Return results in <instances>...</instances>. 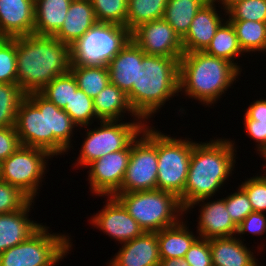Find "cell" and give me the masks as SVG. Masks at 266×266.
<instances>
[{"label": "cell", "instance_id": "obj_1", "mask_svg": "<svg viewBox=\"0 0 266 266\" xmlns=\"http://www.w3.org/2000/svg\"><path fill=\"white\" fill-rule=\"evenodd\" d=\"M76 127L63 109L40 92L26 94L19 105L15 123L21 145L45 150L51 156L68 152Z\"/></svg>", "mask_w": 266, "mask_h": 266}, {"label": "cell", "instance_id": "obj_2", "mask_svg": "<svg viewBox=\"0 0 266 266\" xmlns=\"http://www.w3.org/2000/svg\"><path fill=\"white\" fill-rule=\"evenodd\" d=\"M14 39L18 85L26 94L39 92L55 77L70 71V45L54 36L31 34Z\"/></svg>", "mask_w": 266, "mask_h": 266}, {"label": "cell", "instance_id": "obj_3", "mask_svg": "<svg viewBox=\"0 0 266 266\" xmlns=\"http://www.w3.org/2000/svg\"><path fill=\"white\" fill-rule=\"evenodd\" d=\"M232 140L216 139L195 143L184 187L182 207L186 210L193 202L213 197L224 185L235 168L236 147Z\"/></svg>", "mask_w": 266, "mask_h": 266}, {"label": "cell", "instance_id": "obj_4", "mask_svg": "<svg viewBox=\"0 0 266 266\" xmlns=\"http://www.w3.org/2000/svg\"><path fill=\"white\" fill-rule=\"evenodd\" d=\"M241 72L229 61L204 51L184 53L179 60V91L212 105L237 81Z\"/></svg>", "mask_w": 266, "mask_h": 266}, {"label": "cell", "instance_id": "obj_5", "mask_svg": "<svg viewBox=\"0 0 266 266\" xmlns=\"http://www.w3.org/2000/svg\"><path fill=\"white\" fill-rule=\"evenodd\" d=\"M179 60L147 54L142 58L137 84L126 95L134 113L145 123L172 96H178Z\"/></svg>", "mask_w": 266, "mask_h": 266}, {"label": "cell", "instance_id": "obj_6", "mask_svg": "<svg viewBox=\"0 0 266 266\" xmlns=\"http://www.w3.org/2000/svg\"><path fill=\"white\" fill-rule=\"evenodd\" d=\"M113 197L124 206L144 232H159L174 226L181 221L180 216L186 214L180 199L164 190L116 193Z\"/></svg>", "mask_w": 266, "mask_h": 266}, {"label": "cell", "instance_id": "obj_7", "mask_svg": "<svg viewBox=\"0 0 266 266\" xmlns=\"http://www.w3.org/2000/svg\"><path fill=\"white\" fill-rule=\"evenodd\" d=\"M130 40L127 27L97 22L71 45V65L107 67Z\"/></svg>", "mask_w": 266, "mask_h": 266}, {"label": "cell", "instance_id": "obj_8", "mask_svg": "<svg viewBox=\"0 0 266 266\" xmlns=\"http://www.w3.org/2000/svg\"><path fill=\"white\" fill-rule=\"evenodd\" d=\"M48 228L42 225L27 240L0 253V266L58 265L68 255L72 243L66 234H51Z\"/></svg>", "mask_w": 266, "mask_h": 266}, {"label": "cell", "instance_id": "obj_9", "mask_svg": "<svg viewBox=\"0 0 266 266\" xmlns=\"http://www.w3.org/2000/svg\"><path fill=\"white\" fill-rule=\"evenodd\" d=\"M193 141L177 139L157 130V189L184 200Z\"/></svg>", "mask_w": 266, "mask_h": 266}, {"label": "cell", "instance_id": "obj_10", "mask_svg": "<svg viewBox=\"0 0 266 266\" xmlns=\"http://www.w3.org/2000/svg\"><path fill=\"white\" fill-rule=\"evenodd\" d=\"M153 128L145 125L142 132L131 142L129 163L117 193L157 189V131Z\"/></svg>", "mask_w": 266, "mask_h": 266}, {"label": "cell", "instance_id": "obj_11", "mask_svg": "<svg viewBox=\"0 0 266 266\" xmlns=\"http://www.w3.org/2000/svg\"><path fill=\"white\" fill-rule=\"evenodd\" d=\"M134 119V122L128 123L118 120H103L100 121L99 128H93L90 131L87 129V135H85L87 137L81 146L75 166L80 164V167L86 168L88 164L110 152L125 149L146 125L141 118Z\"/></svg>", "mask_w": 266, "mask_h": 266}, {"label": "cell", "instance_id": "obj_12", "mask_svg": "<svg viewBox=\"0 0 266 266\" xmlns=\"http://www.w3.org/2000/svg\"><path fill=\"white\" fill-rule=\"evenodd\" d=\"M51 157L45 150L20 145L0 163V180L18 187L31 200H35L39 185H42L40 182L46 174L47 161Z\"/></svg>", "mask_w": 266, "mask_h": 266}, {"label": "cell", "instance_id": "obj_13", "mask_svg": "<svg viewBox=\"0 0 266 266\" xmlns=\"http://www.w3.org/2000/svg\"><path fill=\"white\" fill-rule=\"evenodd\" d=\"M130 153L131 143L125 149L110 152L86 166L87 169L90 167L88 181L93 194L111 197L120 190Z\"/></svg>", "mask_w": 266, "mask_h": 266}, {"label": "cell", "instance_id": "obj_14", "mask_svg": "<svg viewBox=\"0 0 266 266\" xmlns=\"http://www.w3.org/2000/svg\"><path fill=\"white\" fill-rule=\"evenodd\" d=\"M131 39L147 55L180 59L184 54L182 39L163 18L139 25Z\"/></svg>", "mask_w": 266, "mask_h": 266}, {"label": "cell", "instance_id": "obj_15", "mask_svg": "<svg viewBox=\"0 0 266 266\" xmlns=\"http://www.w3.org/2000/svg\"><path fill=\"white\" fill-rule=\"evenodd\" d=\"M103 209L91 217V224L120 242H129L144 231L124 206L113 196L108 197Z\"/></svg>", "mask_w": 266, "mask_h": 266}, {"label": "cell", "instance_id": "obj_16", "mask_svg": "<svg viewBox=\"0 0 266 266\" xmlns=\"http://www.w3.org/2000/svg\"><path fill=\"white\" fill-rule=\"evenodd\" d=\"M206 198L193 202L185 213L194 208L196 204H200V215L198 220L197 233L198 237L204 239L221 238L236 236L238 226L231 219L226 209L225 198L217 201L204 202Z\"/></svg>", "mask_w": 266, "mask_h": 266}, {"label": "cell", "instance_id": "obj_17", "mask_svg": "<svg viewBox=\"0 0 266 266\" xmlns=\"http://www.w3.org/2000/svg\"><path fill=\"white\" fill-rule=\"evenodd\" d=\"M35 0H0V38L33 34Z\"/></svg>", "mask_w": 266, "mask_h": 266}, {"label": "cell", "instance_id": "obj_18", "mask_svg": "<svg viewBox=\"0 0 266 266\" xmlns=\"http://www.w3.org/2000/svg\"><path fill=\"white\" fill-rule=\"evenodd\" d=\"M122 245L108 266H160L157 232H143Z\"/></svg>", "mask_w": 266, "mask_h": 266}, {"label": "cell", "instance_id": "obj_19", "mask_svg": "<svg viewBox=\"0 0 266 266\" xmlns=\"http://www.w3.org/2000/svg\"><path fill=\"white\" fill-rule=\"evenodd\" d=\"M145 55L131 39L107 66L110 83L127 94L132 89V85L137 84L140 70H143L142 58Z\"/></svg>", "mask_w": 266, "mask_h": 266}, {"label": "cell", "instance_id": "obj_20", "mask_svg": "<svg viewBox=\"0 0 266 266\" xmlns=\"http://www.w3.org/2000/svg\"><path fill=\"white\" fill-rule=\"evenodd\" d=\"M215 7L216 4H204L197 12L188 32L182 38L184 53L204 51L212 41L224 20Z\"/></svg>", "mask_w": 266, "mask_h": 266}, {"label": "cell", "instance_id": "obj_21", "mask_svg": "<svg viewBox=\"0 0 266 266\" xmlns=\"http://www.w3.org/2000/svg\"><path fill=\"white\" fill-rule=\"evenodd\" d=\"M34 200H30L21 210L0 214V253L27 240L42 224L29 218Z\"/></svg>", "mask_w": 266, "mask_h": 266}, {"label": "cell", "instance_id": "obj_22", "mask_svg": "<svg viewBox=\"0 0 266 266\" xmlns=\"http://www.w3.org/2000/svg\"><path fill=\"white\" fill-rule=\"evenodd\" d=\"M96 23L90 0H72L64 23L54 37L71 46Z\"/></svg>", "mask_w": 266, "mask_h": 266}, {"label": "cell", "instance_id": "obj_23", "mask_svg": "<svg viewBox=\"0 0 266 266\" xmlns=\"http://www.w3.org/2000/svg\"><path fill=\"white\" fill-rule=\"evenodd\" d=\"M221 237L209 239L213 266H254L257 259L240 238Z\"/></svg>", "mask_w": 266, "mask_h": 266}, {"label": "cell", "instance_id": "obj_24", "mask_svg": "<svg viewBox=\"0 0 266 266\" xmlns=\"http://www.w3.org/2000/svg\"><path fill=\"white\" fill-rule=\"evenodd\" d=\"M72 0H35L33 34L54 36L64 23Z\"/></svg>", "mask_w": 266, "mask_h": 266}, {"label": "cell", "instance_id": "obj_25", "mask_svg": "<svg viewBox=\"0 0 266 266\" xmlns=\"http://www.w3.org/2000/svg\"><path fill=\"white\" fill-rule=\"evenodd\" d=\"M181 221L157 232L160 259L184 258L193 242L198 238Z\"/></svg>", "mask_w": 266, "mask_h": 266}, {"label": "cell", "instance_id": "obj_26", "mask_svg": "<svg viewBox=\"0 0 266 266\" xmlns=\"http://www.w3.org/2000/svg\"><path fill=\"white\" fill-rule=\"evenodd\" d=\"M96 116L101 120L122 121V116L128 112L135 118L138 117L127 99V95L117 86L108 83L106 87L93 99Z\"/></svg>", "mask_w": 266, "mask_h": 266}, {"label": "cell", "instance_id": "obj_27", "mask_svg": "<svg viewBox=\"0 0 266 266\" xmlns=\"http://www.w3.org/2000/svg\"><path fill=\"white\" fill-rule=\"evenodd\" d=\"M204 52L231 62L241 72L242 68L237 65L238 63H234V60L244 52L239 46L235 29L228 19L219 26Z\"/></svg>", "mask_w": 266, "mask_h": 266}, {"label": "cell", "instance_id": "obj_28", "mask_svg": "<svg viewBox=\"0 0 266 266\" xmlns=\"http://www.w3.org/2000/svg\"><path fill=\"white\" fill-rule=\"evenodd\" d=\"M204 4L201 0H168L163 19L182 39L188 32L197 12Z\"/></svg>", "mask_w": 266, "mask_h": 266}, {"label": "cell", "instance_id": "obj_29", "mask_svg": "<svg viewBox=\"0 0 266 266\" xmlns=\"http://www.w3.org/2000/svg\"><path fill=\"white\" fill-rule=\"evenodd\" d=\"M243 52H266V22L229 20Z\"/></svg>", "mask_w": 266, "mask_h": 266}, {"label": "cell", "instance_id": "obj_30", "mask_svg": "<svg viewBox=\"0 0 266 266\" xmlns=\"http://www.w3.org/2000/svg\"><path fill=\"white\" fill-rule=\"evenodd\" d=\"M70 72L76 79L78 89L94 99L110 82L106 66L71 65Z\"/></svg>", "mask_w": 266, "mask_h": 266}, {"label": "cell", "instance_id": "obj_31", "mask_svg": "<svg viewBox=\"0 0 266 266\" xmlns=\"http://www.w3.org/2000/svg\"><path fill=\"white\" fill-rule=\"evenodd\" d=\"M168 0H128L126 27L132 32L139 25L162 19Z\"/></svg>", "mask_w": 266, "mask_h": 266}, {"label": "cell", "instance_id": "obj_32", "mask_svg": "<svg viewBox=\"0 0 266 266\" xmlns=\"http://www.w3.org/2000/svg\"><path fill=\"white\" fill-rule=\"evenodd\" d=\"M26 93L15 83H0V128L15 127L17 112Z\"/></svg>", "mask_w": 266, "mask_h": 266}, {"label": "cell", "instance_id": "obj_33", "mask_svg": "<svg viewBox=\"0 0 266 266\" xmlns=\"http://www.w3.org/2000/svg\"><path fill=\"white\" fill-rule=\"evenodd\" d=\"M78 86L75 77L69 71L64 75L55 77L39 92L55 104L58 108L63 109L77 91Z\"/></svg>", "mask_w": 266, "mask_h": 266}, {"label": "cell", "instance_id": "obj_34", "mask_svg": "<svg viewBox=\"0 0 266 266\" xmlns=\"http://www.w3.org/2000/svg\"><path fill=\"white\" fill-rule=\"evenodd\" d=\"M63 110L80 128L90 126L96 118L101 121L96 116L93 99L80 89L73 92L70 103H67Z\"/></svg>", "mask_w": 266, "mask_h": 266}, {"label": "cell", "instance_id": "obj_35", "mask_svg": "<svg viewBox=\"0 0 266 266\" xmlns=\"http://www.w3.org/2000/svg\"><path fill=\"white\" fill-rule=\"evenodd\" d=\"M97 22L126 27L128 0H90Z\"/></svg>", "mask_w": 266, "mask_h": 266}, {"label": "cell", "instance_id": "obj_36", "mask_svg": "<svg viewBox=\"0 0 266 266\" xmlns=\"http://www.w3.org/2000/svg\"><path fill=\"white\" fill-rule=\"evenodd\" d=\"M0 83L18 84L14 38H0Z\"/></svg>", "mask_w": 266, "mask_h": 266}, {"label": "cell", "instance_id": "obj_37", "mask_svg": "<svg viewBox=\"0 0 266 266\" xmlns=\"http://www.w3.org/2000/svg\"><path fill=\"white\" fill-rule=\"evenodd\" d=\"M226 13L228 20L266 22V0H241Z\"/></svg>", "mask_w": 266, "mask_h": 266}, {"label": "cell", "instance_id": "obj_38", "mask_svg": "<svg viewBox=\"0 0 266 266\" xmlns=\"http://www.w3.org/2000/svg\"><path fill=\"white\" fill-rule=\"evenodd\" d=\"M30 200L18 187L0 180V214L21 210Z\"/></svg>", "mask_w": 266, "mask_h": 266}, {"label": "cell", "instance_id": "obj_39", "mask_svg": "<svg viewBox=\"0 0 266 266\" xmlns=\"http://www.w3.org/2000/svg\"><path fill=\"white\" fill-rule=\"evenodd\" d=\"M240 187L246 192L253 211H266V172L260 176L247 178Z\"/></svg>", "mask_w": 266, "mask_h": 266}, {"label": "cell", "instance_id": "obj_40", "mask_svg": "<svg viewBox=\"0 0 266 266\" xmlns=\"http://www.w3.org/2000/svg\"><path fill=\"white\" fill-rule=\"evenodd\" d=\"M225 204L231 219L237 226L253 212L250 200L240 186L237 192L225 198Z\"/></svg>", "mask_w": 266, "mask_h": 266}, {"label": "cell", "instance_id": "obj_41", "mask_svg": "<svg viewBox=\"0 0 266 266\" xmlns=\"http://www.w3.org/2000/svg\"><path fill=\"white\" fill-rule=\"evenodd\" d=\"M184 259L189 266H213L209 240L198 237L186 252Z\"/></svg>", "mask_w": 266, "mask_h": 266}, {"label": "cell", "instance_id": "obj_42", "mask_svg": "<svg viewBox=\"0 0 266 266\" xmlns=\"http://www.w3.org/2000/svg\"><path fill=\"white\" fill-rule=\"evenodd\" d=\"M246 232L262 236L266 232L265 213L253 211L238 225L237 234L240 237Z\"/></svg>", "mask_w": 266, "mask_h": 266}, {"label": "cell", "instance_id": "obj_43", "mask_svg": "<svg viewBox=\"0 0 266 266\" xmlns=\"http://www.w3.org/2000/svg\"><path fill=\"white\" fill-rule=\"evenodd\" d=\"M15 127L0 128V163L20 147Z\"/></svg>", "mask_w": 266, "mask_h": 266}, {"label": "cell", "instance_id": "obj_44", "mask_svg": "<svg viewBox=\"0 0 266 266\" xmlns=\"http://www.w3.org/2000/svg\"><path fill=\"white\" fill-rule=\"evenodd\" d=\"M244 122L248 136L256 141L258 154L262 155L266 151V123L258 120H244Z\"/></svg>", "mask_w": 266, "mask_h": 266}, {"label": "cell", "instance_id": "obj_45", "mask_svg": "<svg viewBox=\"0 0 266 266\" xmlns=\"http://www.w3.org/2000/svg\"><path fill=\"white\" fill-rule=\"evenodd\" d=\"M243 116L244 120H258L266 123V100L260 99L249 105Z\"/></svg>", "mask_w": 266, "mask_h": 266}, {"label": "cell", "instance_id": "obj_46", "mask_svg": "<svg viewBox=\"0 0 266 266\" xmlns=\"http://www.w3.org/2000/svg\"><path fill=\"white\" fill-rule=\"evenodd\" d=\"M160 266H189L184 258L161 259Z\"/></svg>", "mask_w": 266, "mask_h": 266}, {"label": "cell", "instance_id": "obj_47", "mask_svg": "<svg viewBox=\"0 0 266 266\" xmlns=\"http://www.w3.org/2000/svg\"><path fill=\"white\" fill-rule=\"evenodd\" d=\"M241 0H218V2L223 5V11L226 12L232 5L239 2Z\"/></svg>", "mask_w": 266, "mask_h": 266}, {"label": "cell", "instance_id": "obj_48", "mask_svg": "<svg viewBox=\"0 0 266 266\" xmlns=\"http://www.w3.org/2000/svg\"><path fill=\"white\" fill-rule=\"evenodd\" d=\"M205 4H215L218 3V0H201Z\"/></svg>", "mask_w": 266, "mask_h": 266}, {"label": "cell", "instance_id": "obj_49", "mask_svg": "<svg viewBox=\"0 0 266 266\" xmlns=\"http://www.w3.org/2000/svg\"><path fill=\"white\" fill-rule=\"evenodd\" d=\"M263 156V158L265 159V161H266V151L261 155V157ZM266 164V163H265ZM263 166H266V165H263ZM264 171H266V167H264Z\"/></svg>", "mask_w": 266, "mask_h": 266}]
</instances>
